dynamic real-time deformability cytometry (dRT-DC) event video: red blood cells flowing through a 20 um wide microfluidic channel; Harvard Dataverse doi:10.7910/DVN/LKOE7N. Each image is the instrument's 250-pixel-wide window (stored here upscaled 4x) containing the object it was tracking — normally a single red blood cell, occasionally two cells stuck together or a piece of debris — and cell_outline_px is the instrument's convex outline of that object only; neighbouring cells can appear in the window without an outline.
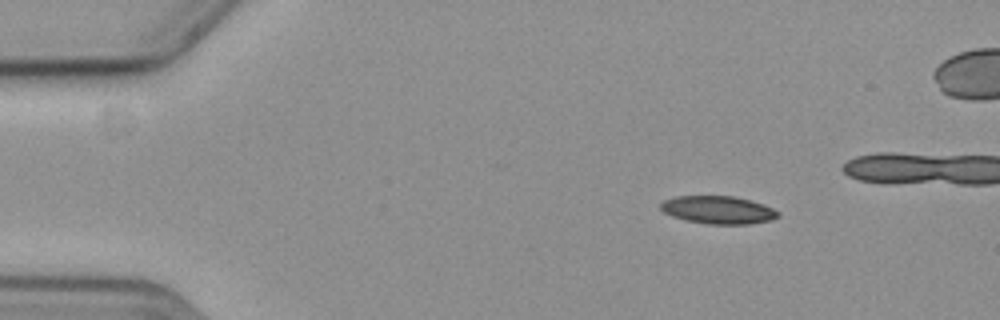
{"species": "common noctule bat (a hibernating species)", "species_latin": "Nyctalus noctula", "temperature_condition": "cold", "stored_images_in_passage": 43, "camera_frame_rate_fps": 3000, "um_per_image_px": 0.085, "animal": {"sex": "female", "body_mass_g": 19.3, "forearm_length_mm": 54.1}, "frame": {"image": 1, "passage_image": 1, "time_ms": 0.0, "image_size_px": [1000, 320], "cell_outline_px": [[780, 216], [772, 220], [748, 224], [708, 224], [688, 220], [672, 216], [664, 212], [660, 208], [660, 204], [664, 200], [676, 196], [732, 196], [764, 204], [780, 212]], "centroid_in_image_um": [61.06, 17.84], "position_along_channel_um": 23.9, "area_um2": 18.96}}
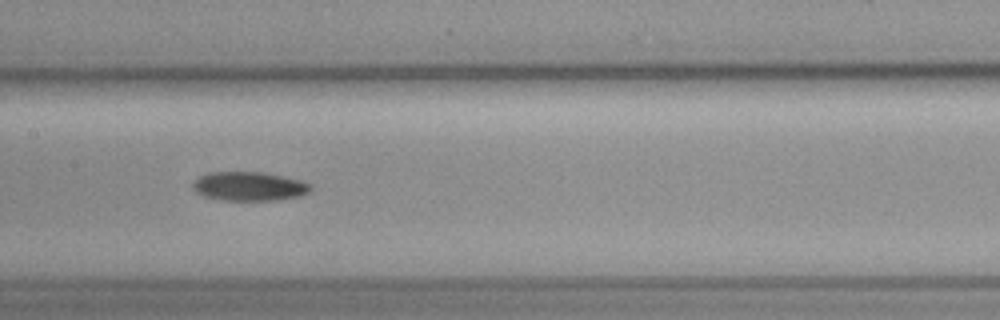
{"frame": {"image": 2, "passage_image": 21, "time_ms": 6.667, "image_size_px": [1000, 320], "cell_outline_px": [[312, 192], [300, 196], [280, 200], [224, 200], [204, 196], [196, 192], [192, 188], [192, 184], [200, 176], [208, 172], [264, 172], [300, 180], [312, 184]], "centroid_in_image_um": [21.22, 15.84], "position_along_channel_um": 186.2, "area_um2": 20.06}}
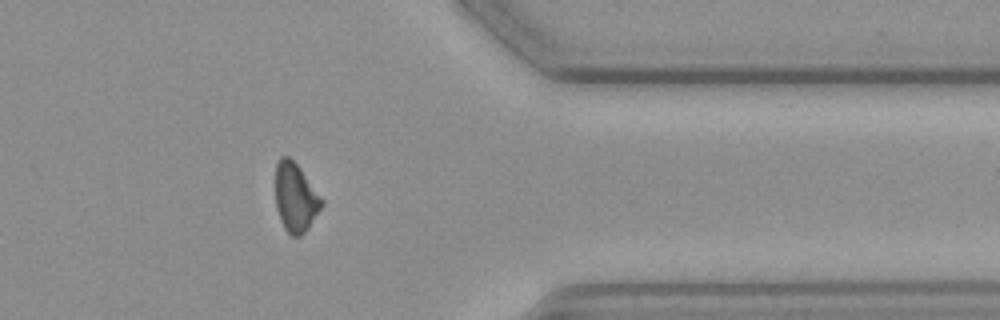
{"frame": {"image": 3, "passage_image": 39, "time_ms": 12.667, "image_size_px": [1000, 320], "cell_outline_px": [[324, 204], [308, 228], [300, 236], [292, 236], [284, 228], [280, 220], [276, 208], [276, 164], [280, 156], [288, 156], [300, 168], [324, 200]], "centroid_in_image_um": [25.12, 16.79], "position_along_channel_um": 386.3, "area_um2": 18.5}, "authors_computed_cell_mechanics": {"area_um2": 19.652, "velocity_mm_per_s": 3.6055, "shape_relaxation_time_tau1_ms": 5.3866, "shape_relaxation_time_tau2_ms": null, "deformation_change_tau1": 0.1431, "deformation_change_tau2": null}}